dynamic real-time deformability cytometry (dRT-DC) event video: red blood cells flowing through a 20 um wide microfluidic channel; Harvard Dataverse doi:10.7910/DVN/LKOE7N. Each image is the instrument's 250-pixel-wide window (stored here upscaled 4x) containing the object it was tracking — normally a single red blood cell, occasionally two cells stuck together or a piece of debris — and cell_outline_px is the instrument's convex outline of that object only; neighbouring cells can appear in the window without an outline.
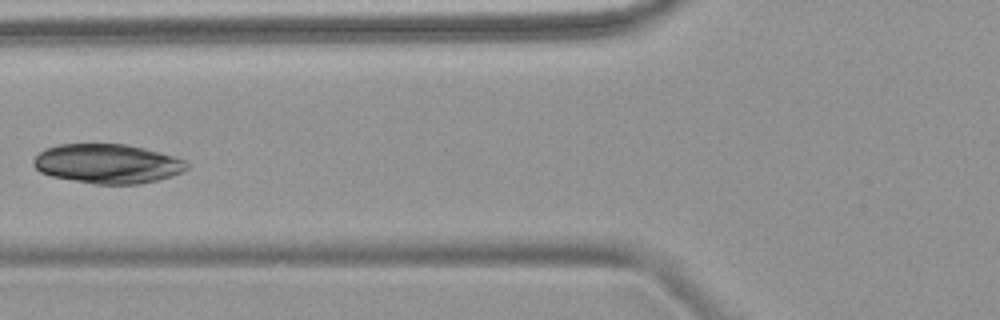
{"species": "common noctule bat (a hibernating species)", "species_latin": "Nyctalus noctula", "temperature_condition": "warm", "stored_images_in_passage": 6, "camera_frame_rate_fps": 3000, "um_per_image_px": 0.085, "animal": {"sex": "female", "body_mass_g": 18.4}, "frame": {"image": 1, "passage_image": 5, "time_ms": 5.0, "image_size_px": [1000, 320], "cell_outline_px": [[188, 168], [172, 176], [140, 184], [96, 184], [52, 176], [40, 172], [32, 164], [32, 160], [44, 148], [60, 144], [124, 144], [144, 148], [188, 160]], "centroid_in_image_um": [9.14, 13.91], "position_along_channel_um": 116.7, "area_um2": 35.14}}
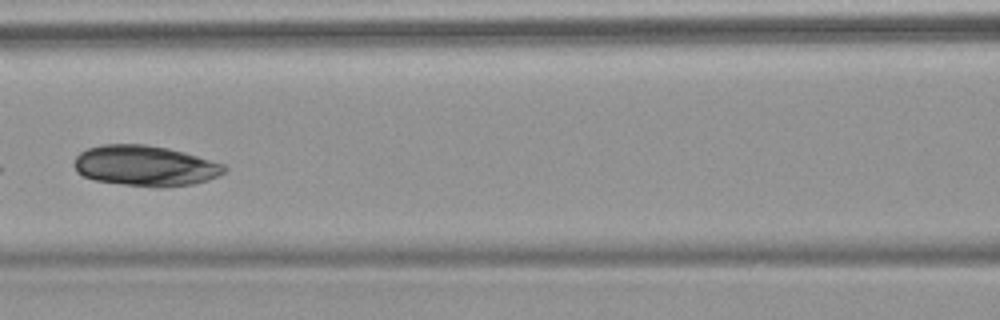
{"frame": {"image": 2, "passage_image": 6, "time_ms": 6.0, "image_size_px": [1000, 320], "cell_outline_px": [[228, 168], [224, 172], [208, 180], [192, 184], [160, 188], [124, 184], [96, 180], [84, 176], [76, 172], [72, 164], [76, 156], [80, 152], [88, 148], [104, 144], [144, 144], [168, 148], [184, 152], [224, 164]], "centroid_in_image_um": [12.32, 14.09], "position_along_channel_um": 154.3, "area_um2": 35.49}}